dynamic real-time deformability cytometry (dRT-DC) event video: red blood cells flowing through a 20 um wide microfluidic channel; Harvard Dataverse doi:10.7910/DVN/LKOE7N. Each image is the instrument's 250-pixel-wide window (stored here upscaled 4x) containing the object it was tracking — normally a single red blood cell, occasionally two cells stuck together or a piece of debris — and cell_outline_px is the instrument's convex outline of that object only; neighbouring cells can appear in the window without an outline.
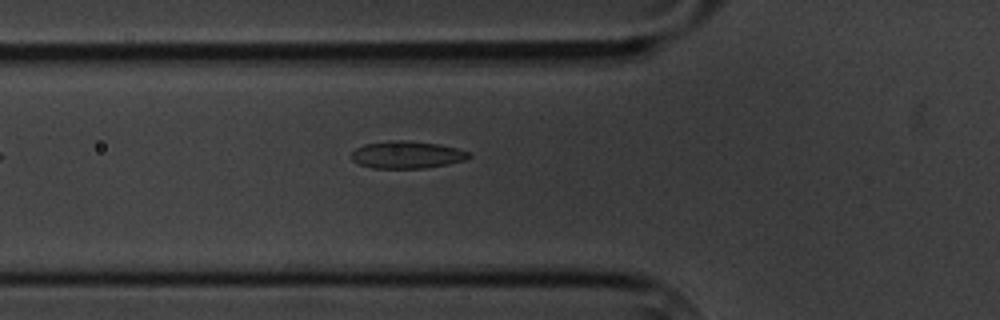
{"species": "common noctule bat (a hibernating species)", "species_latin": "Nyctalus noctula", "temperature_condition": "cold", "stored_images_in_passage": 5, "camera_frame_rate_fps": 3000, "um_per_image_px": 0.085, "animal": {"sex": "male", "body_mass_g": 20.1, "forearm_length_mm": 53.5}, "frame": {"image": 1, "passage_image": 5, "time_ms": 5.333, "image_size_px": [1000, 320], "cell_outline_px": [[472, 156], [464, 160], [448, 164], [424, 168], [372, 168], [360, 164], [352, 160], [352, 152], [356, 148], [364, 144], [388, 140], [400, 140], [440, 144], [456, 148], [468, 152]], "centroid_in_image_um": [34.57, 13.15], "position_along_channel_um": 91.2, "area_um2": 18.61}}